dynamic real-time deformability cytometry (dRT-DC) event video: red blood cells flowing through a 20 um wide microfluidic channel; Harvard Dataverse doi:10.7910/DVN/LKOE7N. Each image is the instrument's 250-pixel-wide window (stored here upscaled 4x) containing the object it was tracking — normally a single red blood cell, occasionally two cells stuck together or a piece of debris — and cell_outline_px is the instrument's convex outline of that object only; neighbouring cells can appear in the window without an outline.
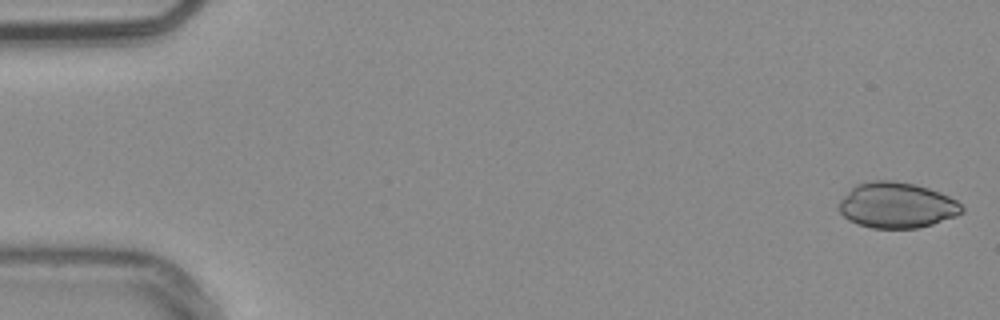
{"species": "common noctule bat (a hibernating species)", "species_latin": "Nyctalus noctula", "temperature_condition": "warm", "stored_images_in_passage": 53, "camera_frame_rate_fps": 3000, "um_per_image_px": 0.085, "animal": {"sex": "male", "body_mass_g": 20.4}, "frame": {"image": 1, "passage_image": 1, "time_ms": 0.0, "image_size_px": [1000, 320], "cell_outline_px": [[964, 212], [956, 216], [932, 224], [916, 228], [872, 228], [848, 220], [840, 212], [840, 200], [856, 184], [872, 180], [892, 180], [916, 184], [940, 192], [956, 200], [964, 208]], "centroid_in_image_um": [76.25, 17.44], "position_along_channel_um": 8.8, "area_um2": 32.6}}